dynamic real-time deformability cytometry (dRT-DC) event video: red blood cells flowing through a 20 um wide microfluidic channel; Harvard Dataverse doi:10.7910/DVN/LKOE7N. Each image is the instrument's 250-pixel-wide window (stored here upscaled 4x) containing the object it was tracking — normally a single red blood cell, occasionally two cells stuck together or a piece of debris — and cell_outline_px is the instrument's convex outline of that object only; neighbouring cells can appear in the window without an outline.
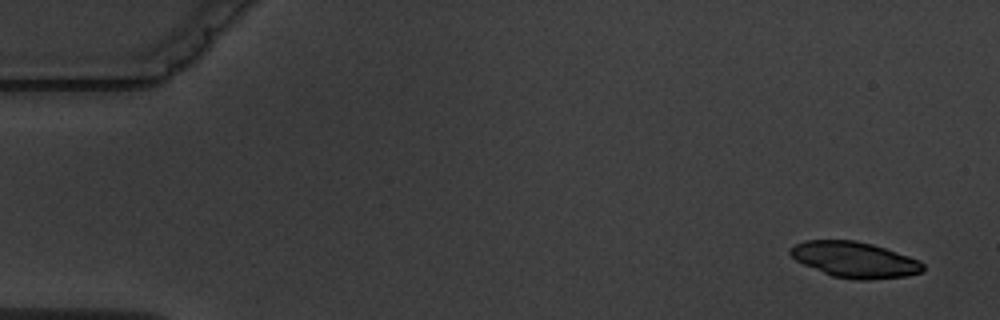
{"species": "common noctule bat (a hibernating species)", "species_latin": "Nyctalus noctula", "temperature_condition": "warm", "stored_images_in_passage": 4, "camera_frame_rate_fps": 3000, "um_per_image_px": 0.085, "animal": {"sex": "male", "body_mass_g": 19.5, "forearm_length_mm": 54.6}, "frame": {"image": 1, "passage_image": 1, "time_ms": 0.0, "image_size_px": [1000, 320], "cell_outline_px": [[924, 268], [920, 272], [904, 276], [868, 280], [856, 280], [832, 276], [804, 264], [796, 260], [788, 252], [796, 244], [804, 240], [856, 240], [872, 244], [920, 260], [924, 264]], "centroid_in_image_um": [72.64, 22.07], "position_along_channel_um": 12.4, "area_um2": 27.4}}